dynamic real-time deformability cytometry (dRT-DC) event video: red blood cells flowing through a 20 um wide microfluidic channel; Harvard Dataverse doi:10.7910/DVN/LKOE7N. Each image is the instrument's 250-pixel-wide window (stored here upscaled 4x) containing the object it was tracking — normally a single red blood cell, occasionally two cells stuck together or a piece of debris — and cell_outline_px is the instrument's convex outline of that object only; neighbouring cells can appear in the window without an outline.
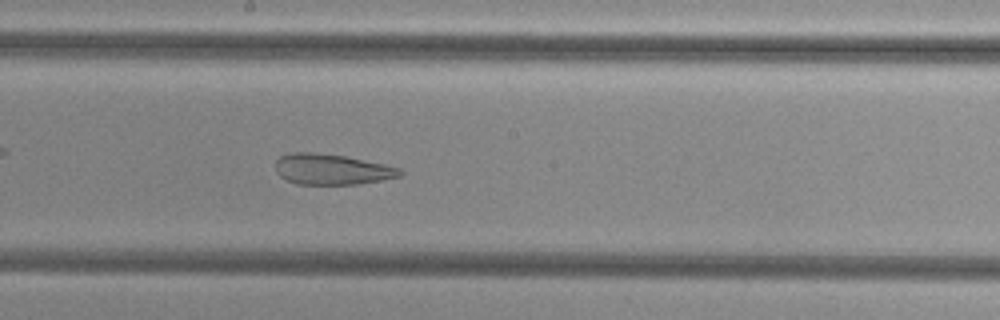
{"species": "common noctule bat (a hibernating species)", "species_latin": "Nyctalus noctula", "temperature_condition": "cold", "stored_images_in_passage": 45, "camera_frame_rate_fps": 3000, "um_per_image_px": 0.085, "animal": {"sex": "female", "body_mass_g": 29.2, "forearm_length_mm": 56.3}, "frame": {"image": 1, "passage_image": 26, "time_ms": 8.333, "image_size_px": [1000, 320], "cell_outline_px": [[404, 172], [400, 176], [380, 180], [356, 184], [296, 184], [280, 176], [276, 172], [276, 160], [280, 156], [292, 152], [312, 152], [344, 156], [384, 164], [400, 168]], "centroid_in_image_um": [28.18, 14.39], "position_along_channel_um": 220.0, "area_um2": 22.08}}